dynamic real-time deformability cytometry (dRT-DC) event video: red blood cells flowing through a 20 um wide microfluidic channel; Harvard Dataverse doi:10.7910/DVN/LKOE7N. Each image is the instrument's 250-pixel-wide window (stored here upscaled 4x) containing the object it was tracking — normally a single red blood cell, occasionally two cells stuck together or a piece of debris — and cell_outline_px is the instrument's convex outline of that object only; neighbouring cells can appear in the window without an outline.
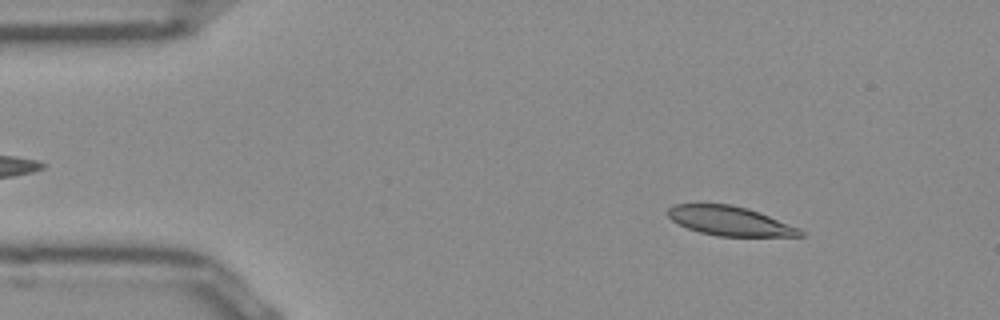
{"species": "Egyptian fruit bat (a non-hibernating species)", "species_latin": "Rousettus aegyptiacus", "temperature_condition": "room temperature", "stored_images_in_passage": 50, "camera_frame_rate_fps": 3000, "um_per_image_px": 0.085, "frame": {"image": 1, "passage_image": 6, "time_ms": 1.667, "image_size_px": [1000, 320], "cell_outline_px": [[804, 236], [716, 236], [700, 232], [688, 228], [672, 220], [668, 216], [668, 208], [676, 204], [732, 204], [748, 208], [800, 228], [804, 232]], "centroid_in_image_um": [62.05, 18.78], "position_along_channel_um": 22.9, "area_um2": 22.43}}
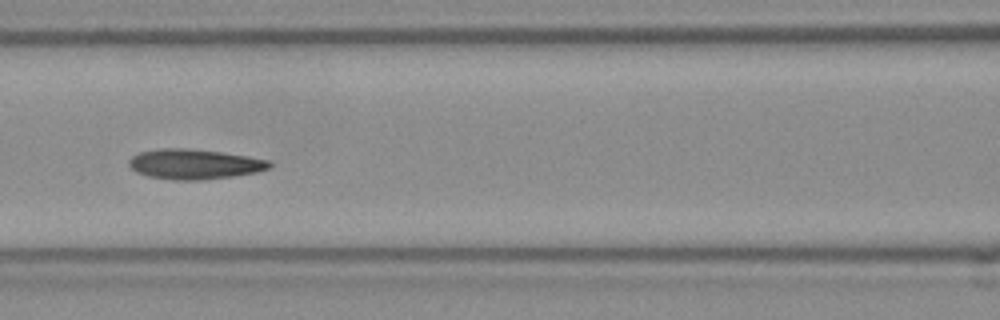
{"frame": {"image": 2, "passage_image": 21, "time_ms": 6.667, "image_size_px": [1000, 320], "cell_outline_px": [[272, 164], [268, 168], [256, 172], [232, 176], [200, 180], [176, 180], [148, 176], [136, 172], [128, 164], [128, 160], [132, 156], [140, 152], [164, 148], [188, 148], [220, 152], [248, 156], [272, 160]], "centroid_in_image_um": [16.53, 13.94], "position_along_channel_um": 150.1, "area_um2": 24.51}}
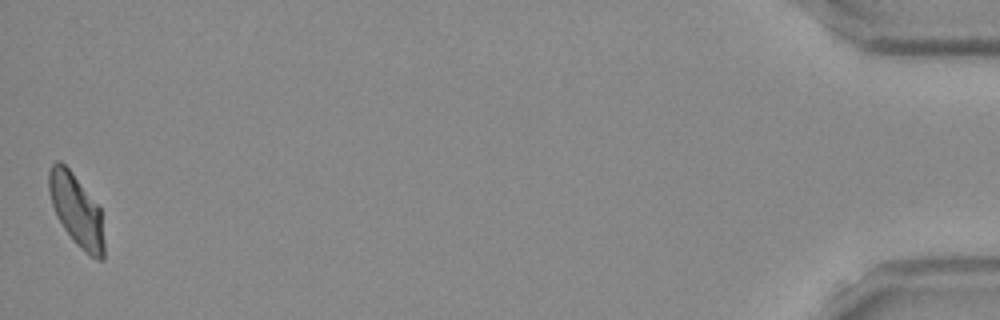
{"frame": {"image": 3, "passage_image": 50, "time_ms": 16.333, "image_size_px": [1000, 320], "cell_outline_px": [[104, 260], [96, 260], [80, 248], [72, 240], [56, 216], [52, 204], [48, 188], [48, 172], [52, 164], [56, 160], [60, 160], [72, 172], [100, 208], [104, 240]], "centroid_in_image_um": [6.49, 17.88], "position_along_channel_um": 428.7, "area_um2": 23.12}, "authors_computed_cell_mechanics": {"area_um2": 23.8136, "velocity_mm_per_s": 3.9098, "shape_relaxation_time_tau1_ms": null, "shape_relaxation_time_tau2_ms": 5.822, "deformation_change_tau1": null, "deformation_change_tau2": 0.1287}}